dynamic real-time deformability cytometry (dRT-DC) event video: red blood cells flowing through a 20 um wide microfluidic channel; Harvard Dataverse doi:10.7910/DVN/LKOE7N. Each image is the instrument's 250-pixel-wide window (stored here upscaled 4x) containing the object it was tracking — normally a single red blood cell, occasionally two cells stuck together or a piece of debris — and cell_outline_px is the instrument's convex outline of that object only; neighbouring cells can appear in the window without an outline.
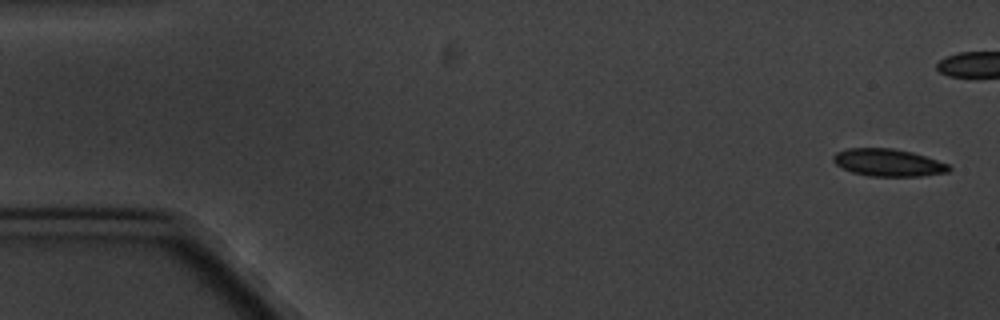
{"species": "common noctule bat (a hibernating species)", "species_latin": "Nyctalus noctula", "temperature_condition": "cold", "stored_images_in_passage": 4, "camera_frame_rate_fps": 3000, "um_per_image_px": 0.085, "animal": {"sex": "male", "body_mass_g": 20.1, "forearm_length_mm": 53.5}, "frame": {"image": 1, "passage_image": 1, "time_ms": 0.0, "image_size_px": [1000, 320], "cell_outline_px": [[952, 168], [948, 172], [920, 176], [868, 176], [852, 172], [836, 164], [832, 160], [832, 156], [836, 152], [848, 148], [892, 148], [912, 152], [948, 164]], "centroid_in_image_um": [75.47, 13.82], "position_along_channel_um": 9.5, "area_um2": 18.38}}